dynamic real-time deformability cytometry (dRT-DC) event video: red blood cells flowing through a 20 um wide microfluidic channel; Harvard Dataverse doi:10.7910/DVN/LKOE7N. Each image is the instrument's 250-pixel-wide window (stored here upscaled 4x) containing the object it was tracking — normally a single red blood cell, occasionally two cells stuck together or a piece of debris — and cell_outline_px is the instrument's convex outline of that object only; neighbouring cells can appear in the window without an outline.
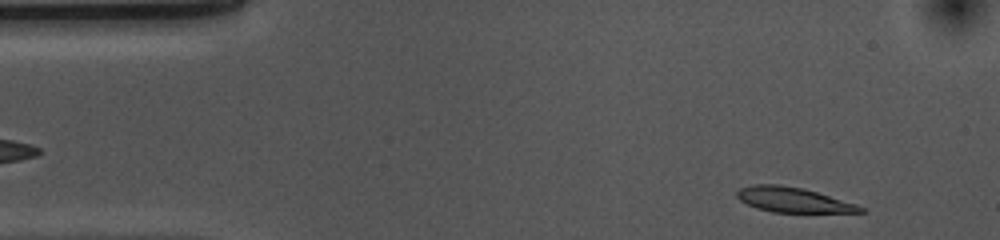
{"species": "common noctule bat (a hibernating species)", "species_latin": "Nyctalus noctula", "temperature_condition": "cold", "stored_images_in_passage": 43, "camera_frame_rate_fps": 3000, "um_per_image_px": 0.085, "animal": {"sex": "female", "body_mass_g": 10.0, "forearm_length_mm": 53.1}, "frame": {"image": 1, "passage_image": 3, "time_ms": 0.667, "image_size_px": [1000, 240], "cell_outline_px": [[868, 212], [772, 212], [756, 208], [740, 200], [736, 196], [736, 192], [740, 188], [756, 184], [780, 184], [804, 188], [856, 204], [864, 208]], "centroid_in_image_um": [67.4, 16.98], "position_along_channel_um": 17.6, "area_um2": 17.86}}
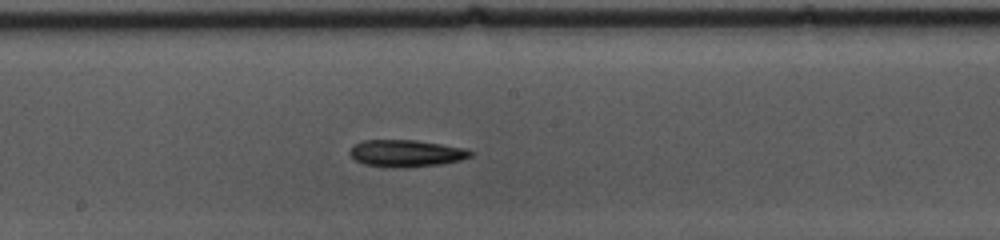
{"frame": {"image": 2, "passage_image": 25, "time_ms": 8.0, "image_size_px": [1000, 240], "cell_outline_px": [[472, 156], [460, 160], [440, 164], [404, 168], [388, 168], [364, 164], [356, 160], [348, 152], [352, 144], [364, 140], [416, 140], [464, 148], [472, 152]], "centroid_in_image_um": [34.47, 13.04], "position_along_channel_um": 213.7, "area_um2": 19.07}}
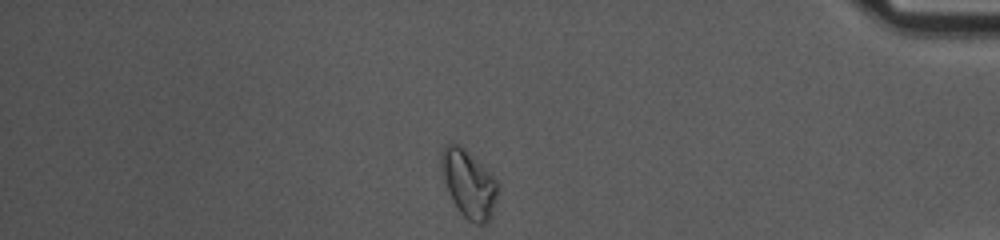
{"frame": {"image": 3, "passage_image": 43, "time_ms": 14.0, "image_size_px": [1000, 240], "cell_outline_px": [[496, 196], [492, 216], [484, 224], [476, 224], [468, 220], [456, 208], [440, 172], [440, 152], [444, 144], [460, 144], [496, 180]], "centroid_in_image_um": [39.78, 15.61], "position_along_channel_um": 395.4, "area_um2": 21.91}, "authors_computed_cell_mechanics": {"area_um2": 18.6694, "velocity_mm_per_s": 3.6669, "shape_relaxation_time_tau1_ms": 9.3593, "shape_relaxation_time_tau2_ms": null, "deformation_change_tau1": 0.1882, "deformation_change_tau2": null}}